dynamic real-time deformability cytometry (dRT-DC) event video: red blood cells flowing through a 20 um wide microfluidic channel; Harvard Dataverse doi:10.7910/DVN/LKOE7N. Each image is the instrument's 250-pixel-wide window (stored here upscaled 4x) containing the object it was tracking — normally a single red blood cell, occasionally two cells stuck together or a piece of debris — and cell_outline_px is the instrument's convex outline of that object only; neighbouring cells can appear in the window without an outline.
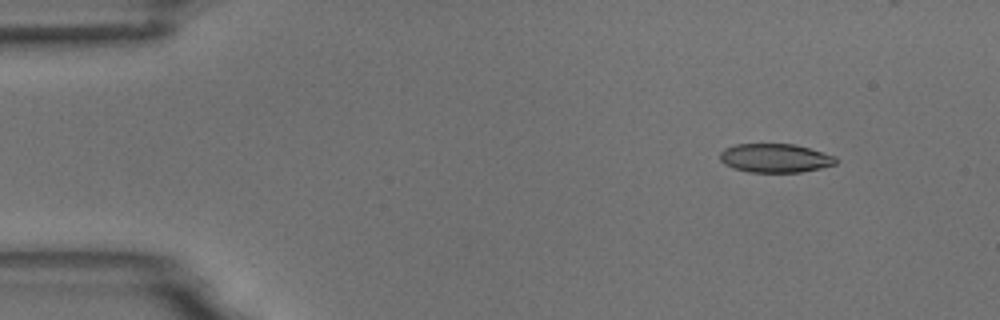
{"species": "common noctule bat (a hibernating species)", "species_latin": "Nyctalus noctula", "temperature_condition": "room temperature", "stored_images_in_passage": 4, "camera_frame_rate_fps": 3000, "um_per_image_px": 0.085, "animal": {"sex": "male", "body_mass_g": 18.8}, "frame": {"image": 1, "passage_image": 2, "time_ms": 1.0, "image_size_px": [1000, 320], "cell_outline_px": [[836, 164], [820, 168], [800, 172], [748, 172], [732, 168], [724, 164], [720, 160], [720, 152], [724, 148], [736, 144], [792, 144], [808, 148], [836, 156]], "centroid_in_image_um": [65.85, 13.44], "position_along_channel_um": 19.2, "area_um2": 19.42}}
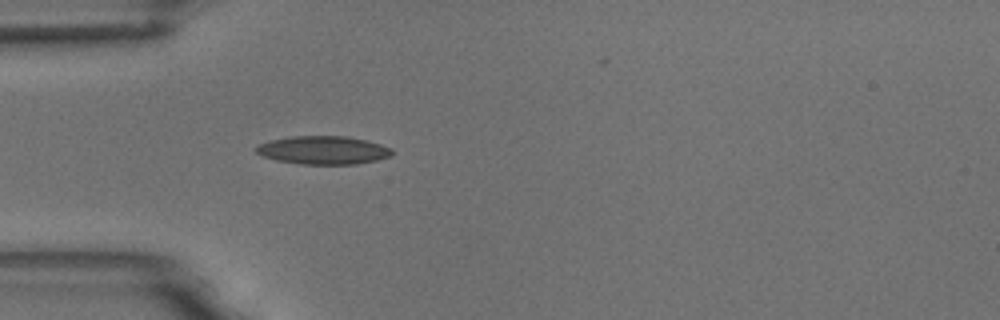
{"frame": {"image": 2, "passage_image": 4, "time_ms": 4.333, "image_size_px": [1000, 320], "cell_outline_px": [[392, 156], [376, 160], [356, 164], [300, 164], [276, 160], [264, 156], [256, 152], [252, 148], [260, 144], [272, 140], [292, 136], [344, 136], [364, 140], [380, 144], [392, 148]], "centroid_in_image_um": [27.47, 12.77], "position_along_channel_um": 57.5, "area_um2": 22.25}}